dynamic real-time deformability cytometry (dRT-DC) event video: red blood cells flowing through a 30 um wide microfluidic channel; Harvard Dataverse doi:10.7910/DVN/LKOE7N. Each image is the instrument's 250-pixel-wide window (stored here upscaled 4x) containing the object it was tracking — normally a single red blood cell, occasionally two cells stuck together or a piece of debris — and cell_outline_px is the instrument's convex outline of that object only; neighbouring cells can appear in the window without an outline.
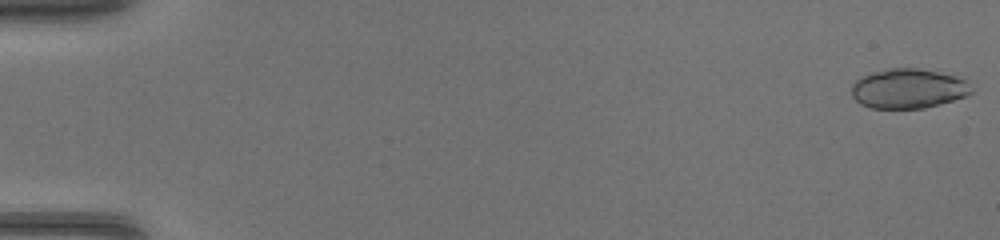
{"species": "common noctule bat (a hibernating species)", "species_latin": "Nyctalus noctula", "temperature_condition": "warm", "stored_images_in_passage": 17, "camera_frame_rate_fps": 3000, "um_per_image_px": 0.085, "animal": {"sex": "female", "body_mass_g": 17.0, "forearm_length_mm": 48.0}, "frame": {"image": 1, "passage_image": 1, "time_ms": 0.0, "image_size_px": [1000, 240], "cell_outline_px": [[972, 92], [968, 96], [924, 108], [872, 108], [860, 104], [852, 96], [852, 84], [856, 80], [872, 72], [888, 68], [916, 68], [956, 76], [968, 80], [972, 88]], "centroid_in_image_um": [77.22, 7.53], "position_along_channel_um": 7.8, "area_um2": 27.69}}
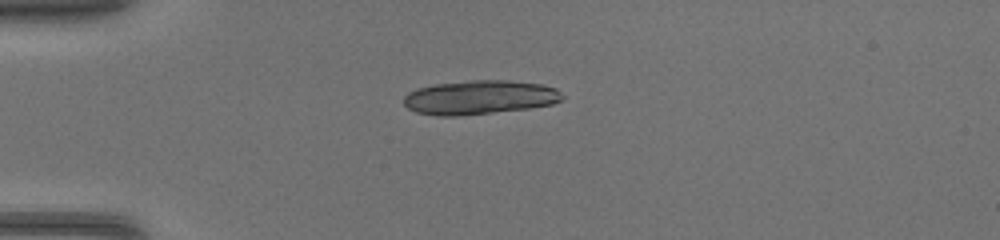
{"frame": {"image": 2, "passage_image": 13, "time_ms": 4.0, "image_size_px": [1000, 240], "cell_outline_px": [[564, 96], [560, 100], [552, 104], [528, 108], [456, 116], [436, 116], [416, 112], [408, 108], [404, 104], [404, 96], [408, 92], [416, 88], [436, 84], [468, 80], [508, 80], [540, 84], [556, 88]], "centroid_in_image_um": [40.73, 8.27], "position_along_channel_um": 44.3, "area_um2": 31.39}}